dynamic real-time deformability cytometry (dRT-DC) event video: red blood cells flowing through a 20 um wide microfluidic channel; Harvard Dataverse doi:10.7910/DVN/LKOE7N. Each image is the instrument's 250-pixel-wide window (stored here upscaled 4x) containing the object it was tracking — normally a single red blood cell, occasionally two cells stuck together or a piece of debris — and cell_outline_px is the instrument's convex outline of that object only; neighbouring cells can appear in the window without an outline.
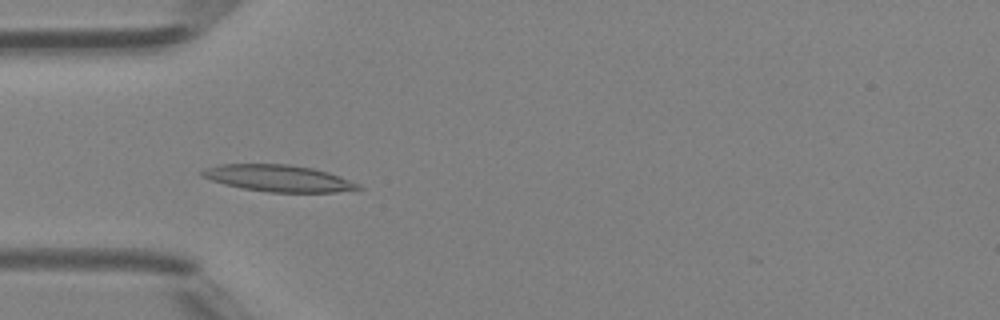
{"species": "Egyptian fruit bat (a non-hibernating species)", "species_latin": "Rousettus aegyptiacus", "temperature_condition": "room temperature", "stored_images_in_passage": 47, "camera_frame_rate_fps": 3000, "um_per_image_px": 0.085, "animal": {"sex": "female"}, "frame": {"image": 1, "passage_image": 14, "time_ms": 4.333, "image_size_px": [1000, 320], "cell_outline_px": [[364, 188], [336, 192], [268, 192], [244, 188], [224, 184], [200, 176], [200, 172], [208, 168], [220, 164], [288, 164], [312, 168], [328, 172], [340, 176], [360, 184]], "centroid_in_image_um": [23.69, 15.15], "position_along_channel_um": 61.3, "area_um2": 24.1}}
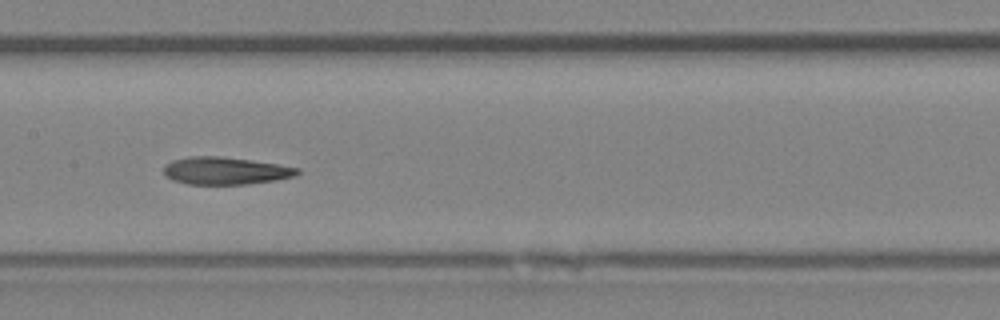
{"frame": {"image": 2, "passage_image": 23, "time_ms": 7.333, "image_size_px": [1000, 320], "cell_outline_px": [[300, 172], [296, 176], [276, 180], [248, 184], [188, 184], [172, 180], [164, 176], [164, 164], [172, 160], [192, 156], [220, 156], [252, 160], [300, 168]], "centroid_in_image_um": [19.14, 14.51], "position_along_channel_um": 188.3, "area_um2": 21.5}}
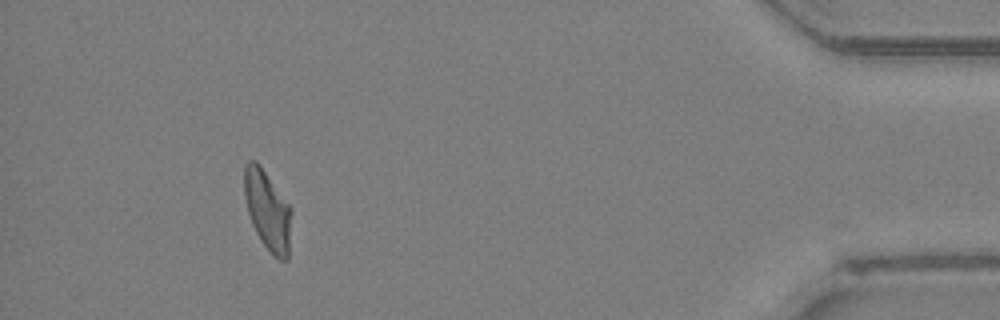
{"frame": {"image": 3, "passage_image": 43, "time_ms": 14.0, "image_size_px": [1000, 320], "cell_outline_px": [[292, 212], [288, 260], [280, 260], [260, 240], [252, 224], [248, 212], [244, 196], [244, 164], [248, 160], [256, 160], [260, 164], [292, 208]], "centroid_in_image_um": [22.74, 17.83], "position_along_channel_um": 412.5, "area_um2": 21.96}, "authors_computed_cell_mechanics": {"area_um2": 22.1374, "velocity_mm_per_s": 4.2972, "shape_relaxation_time_tau1_ms": null, "shape_relaxation_time_tau2_ms": 3.7975, "deformation_change_tau1": null, "deformation_change_tau2": 0.1235}}